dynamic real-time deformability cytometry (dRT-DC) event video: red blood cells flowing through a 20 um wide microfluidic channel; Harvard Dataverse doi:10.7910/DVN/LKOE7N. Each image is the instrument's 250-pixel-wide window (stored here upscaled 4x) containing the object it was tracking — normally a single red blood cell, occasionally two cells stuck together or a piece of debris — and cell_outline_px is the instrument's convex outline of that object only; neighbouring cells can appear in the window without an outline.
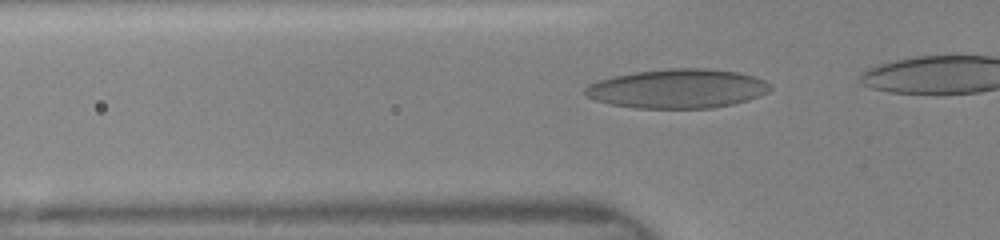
{"species": "human", "species_latin": "Homo sapiens", "temperature_condition": "room temperature", "stored_images_in_passage": 11, "camera_frame_rate_fps": 3000, "um_per_image_px": 0.085, "donor": {"sex": "female"}, "frame": {"image": 1, "passage_image": 4, "time_ms": 0.667, "image_size_px": [1000, 240], "cell_outline_px": [[772, 88], [768, 92], [760, 96], [748, 100], [732, 104], [712, 108], [636, 108], [612, 104], [596, 100], [588, 96], [584, 92], [584, 88], [588, 84], [612, 76], [636, 72], [672, 68], [704, 68], [736, 72], [756, 76], [772, 84]], "centroid_in_image_um": [57.63, 7.53], "position_along_channel_um": 68.2, "area_um2": 42.25}}